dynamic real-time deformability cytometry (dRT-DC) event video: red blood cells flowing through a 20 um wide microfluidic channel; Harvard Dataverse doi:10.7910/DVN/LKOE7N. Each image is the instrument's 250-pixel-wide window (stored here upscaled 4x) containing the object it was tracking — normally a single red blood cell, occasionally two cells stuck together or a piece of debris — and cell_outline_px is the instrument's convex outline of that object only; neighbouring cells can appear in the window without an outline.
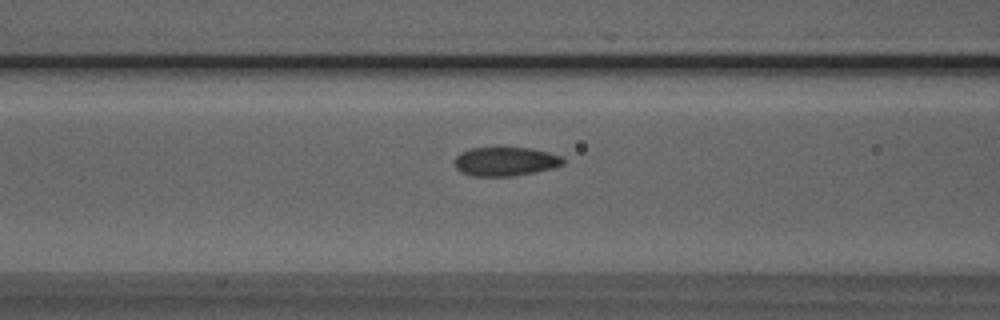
{"species": "Egyptian fruit bat (a non-hibernating species)", "species_latin": "Rousettus aegyptiacus", "temperature_condition": "room temperature", "stored_images_in_passage": 16, "camera_frame_rate_fps": 3000, "um_per_image_px": 0.085, "animal": {"sex": "male"}, "frame": {"image": 1, "passage_image": 14, "time_ms": 4.333, "image_size_px": [1000, 320], "cell_outline_px": [[564, 164], [556, 168], [536, 172], [512, 176], [472, 176], [460, 172], [456, 168], [456, 156], [460, 152], [472, 148], [532, 148], [548, 152], [560, 156], [564, 160]], "centroid_in_image_um": [42.98, 13.73], "position_along_channel_um": 123.6, "area_um2": 18.32}}